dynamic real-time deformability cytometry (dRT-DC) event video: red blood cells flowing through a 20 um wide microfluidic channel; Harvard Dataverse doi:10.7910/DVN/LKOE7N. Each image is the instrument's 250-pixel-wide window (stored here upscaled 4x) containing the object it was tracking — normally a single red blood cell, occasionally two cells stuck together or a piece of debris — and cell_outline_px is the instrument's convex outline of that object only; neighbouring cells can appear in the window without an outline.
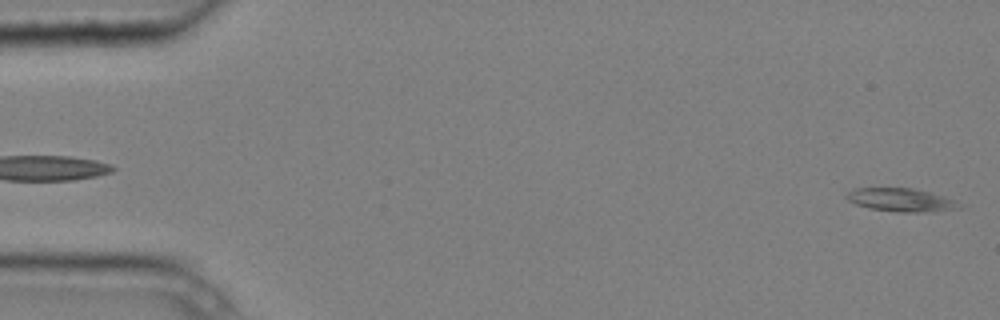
{"species": "common noctule bat (a hibernating species)", "species_latin": "Nyctalus noctula", "temperature_condition": "cold", "stored_images_in_passage": 4, "segment_of_instrument_passage": [2, 2], "camera_frame_rate_fps": 3000, "um_per_image_px": 0.085, "animal": {"sex": "male", "body_mass_g": 20.4}, "frame": {"image": 1, "passage_image": 4, "time_ms": 1.0, "image_size_px": [1000, 320], "cell_outline_px": [[960, 208], [932, 212], [896, 212], [868, 208], [856, 204], [848, 200], [844, 196], [852, 188], [912, 188], [944, 196], [956, 200]], "centroid_in_image_um": [76.55, 17.0], "position_along_channel_um": 8.4, "area_um2": 15.32}}